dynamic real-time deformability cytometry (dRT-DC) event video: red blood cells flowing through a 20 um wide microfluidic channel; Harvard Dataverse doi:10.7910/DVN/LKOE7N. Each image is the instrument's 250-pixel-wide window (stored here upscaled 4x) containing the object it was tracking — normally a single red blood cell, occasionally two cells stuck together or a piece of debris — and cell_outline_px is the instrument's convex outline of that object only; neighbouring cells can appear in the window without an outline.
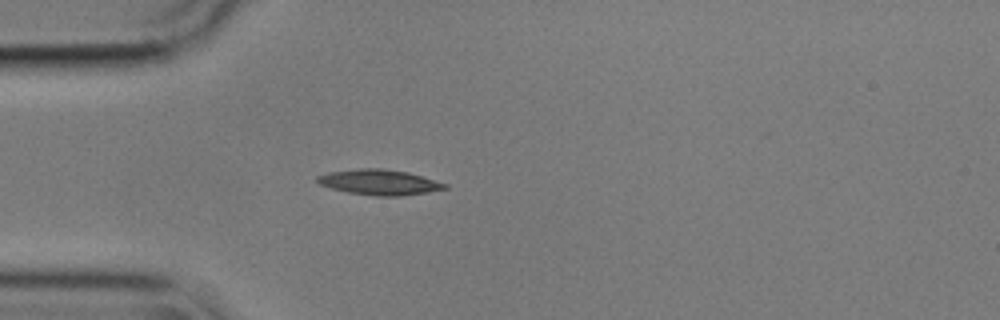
{"species": "common noctule bat (a hibernating species)", "species_latin": "Nyctalus noctula", "temperature_condition": "cold", "stored_images_in_passage": 41, "camera_frame_rate_fps": 3000, "um_per_image_px": 0.085, "animal": {"sex": "male", "body_mass_g": 17.9}, "frame": {"image": 1, "passage_image": 1, "time_ms": 0.0, "image_size_px": [1000, 320], "cell_outline_px": [[448, 188], [400, 196], [376, 196], [348, 192], [332, 188], [320, 184], [316, 180], [316, 176], [328, 172], [356, 168], [384, 168], [408, 172], [448, 184]], "centroid_in_image_um": [32.22, 15.47], "position_along_channel_um": 52.8, "area_um2": 18.79}}
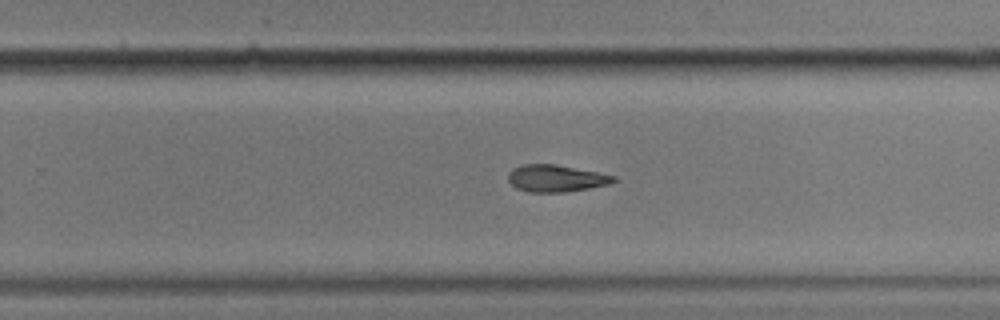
{"frame": {"image": 2, "passage_image": 21, "time_ms": 6.667, "image_size_px": [1000, 320], "cell_outline_px": [[616, 180], [608, 184], [588, 188], [564, 192], [528, 192], [516, 188], [508, 180], [508, 172], [512, 168], [520, 164], [556, 164], [616, 176]], "centroid_in_image_um": [47.2, 15.15], "position_along_channel_um": 282.6, "area_um2": 16.53}}
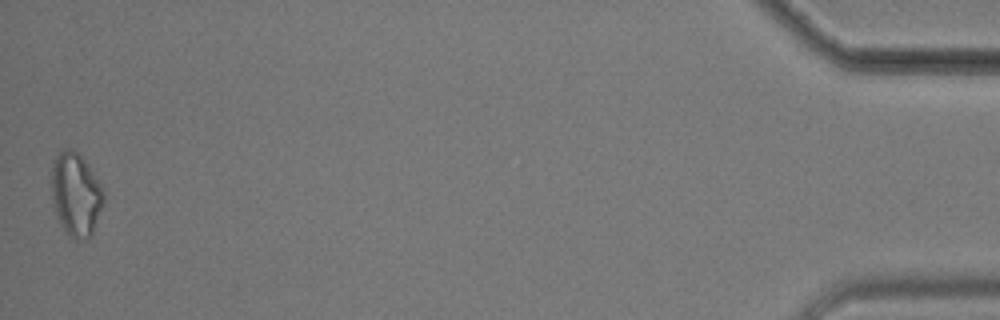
{"frame": {"image": 3, "passage_image": 41, "time_ms": 13.333, "image_size_px": [1000, 320], "cell_outline_px": [[104, 200], [92, 232], [84, 240], [76, 240], [60, 224], [52, 200], [52, 160], [56, 152], [64, 148], [72, 148], [88, 164], [104, 188]], "centroid_in_image_um": [6.44, 16.45], "position_along_channel_um": 428.8, "area_um2": 25.2}}